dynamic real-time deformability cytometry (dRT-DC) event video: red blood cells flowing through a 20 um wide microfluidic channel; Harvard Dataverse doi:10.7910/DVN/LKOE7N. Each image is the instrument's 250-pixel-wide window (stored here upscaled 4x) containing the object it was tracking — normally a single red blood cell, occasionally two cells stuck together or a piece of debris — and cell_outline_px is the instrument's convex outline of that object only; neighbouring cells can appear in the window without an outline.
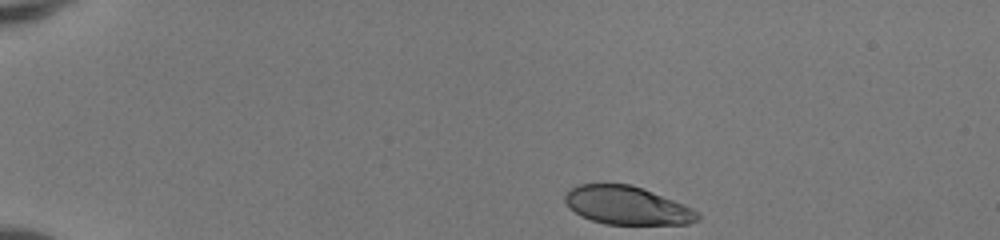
{"species": "human", "species_latin": "Homo sapiens", "temperature_condition": "room temperature", "stored_images_in_passage": 42, "camera_frame_rate_fps": 3000, "um_per_image_px": 0.085, "donor": {"sex": "female"}, "frame": {"image": 1, "passage_image": 1, "time_ms": 0.0, "image_size_px": [1000, 240], "cell_outline_px": [[700, 220], [688, 224], [604, 224], [580, 216], [568, 208], [564, 200], [564, 196], [576, 184], [632, 184], [684, 204], [692, 208], [700, 216]], "centroid_in_image_um": [53.28, 17.47], "position_along_channel_um": 31.7, "area_um2": 29.65}}
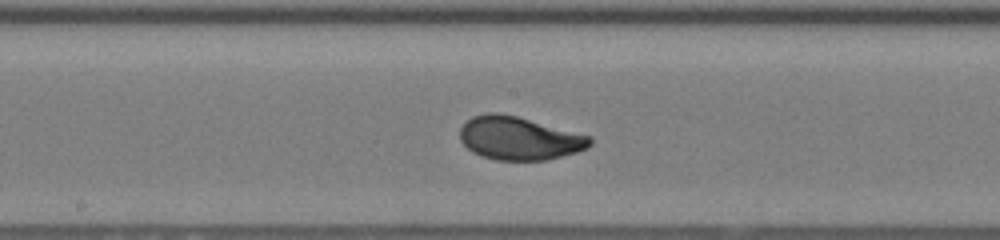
{"frame": {"image": 2, "passage_image": 20, "time_ms": 6.333, "image_size_px": [1000, 240], "cell_outline_px": [[592, 144], [588, 148], [576, 152], [544, 160], [496, 160], [472, 152], [460, 140], [460, 128], [472, 116], [488, 112], [496, 112], [516, 116], [592, 136]], "centroid_in_image_um": [44.13, 11.75], "position_along_channel_um": 204.1, "area_um2": 32.6}}
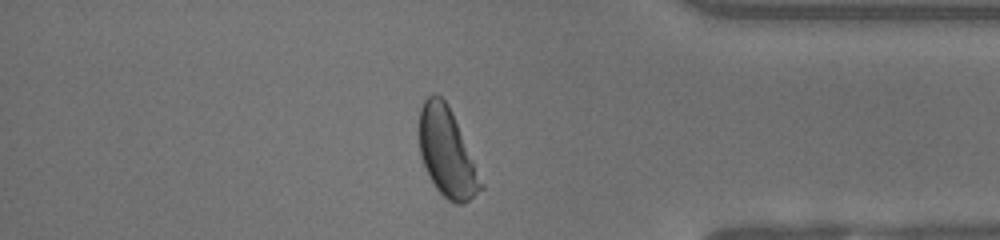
{"frame": {"image": 3, "passage_image": 35, "time_ms": 11.333, "image_size_px": [1000, 240], "cell_outline_px": [[484, 188], [464, 204], [456, 204], [448, 200], [436, 188], [420, 156], [420, 108], [424, 100], [428, 96], [440, 96], [448, 104], [484, 184]], "centroid_in_image_um": [38.0, 13.0], "position_along_channel_um": 397.2, "area_um2": 31.1}, "authors_computed_cell_mechanics": {"area_um2": 32.1946, "velocity_mm_per_s": 4.1653, "shape_relaxation_time_tau1_ms": 2.5684, "shape_relaxation_time_tau2_ms": null, "deformation_change_tau1": 0.1543, "deformation_change_tau2": null}}